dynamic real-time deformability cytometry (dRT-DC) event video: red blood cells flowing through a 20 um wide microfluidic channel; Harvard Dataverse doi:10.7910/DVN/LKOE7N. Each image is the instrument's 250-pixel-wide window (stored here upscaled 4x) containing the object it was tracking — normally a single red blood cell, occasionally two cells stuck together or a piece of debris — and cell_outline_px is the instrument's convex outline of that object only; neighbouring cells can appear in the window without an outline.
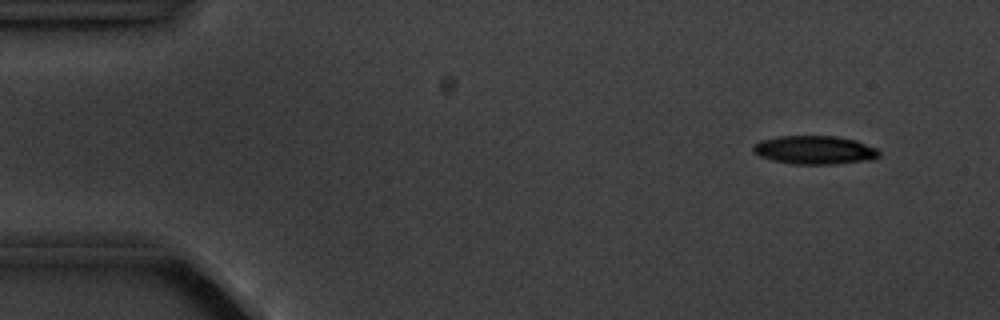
{"species": "common noctule bat (a hibernating species)", "species_latin": "Nyctalus noctula", "temperature_condition": "cold", "stored_images_in_passage": 4, "camera_frame_rate_fps": 3000, "um_per_image_px": 0.085, "animal": {"sex": "male", "body_mass_g": 20.1, "forearm_length_mm": 53.5}, "frame": {"image": 1, "passage_image": 1, "time_ms": 0.0, "image_size_px": [1000, 320], "cell_outline_px": [[880, 156], [872, 160], [836, 164], [792, 164], [772, 160], [760, 156], [752, 148], [760, 140], [780, 136], [836, 136], [856, 140], [876, 148], [880, 152]], "centroid_in_image_um": [69.29, 12.75], "position_along_channel_um": 15.7, "area_um2": 20.92}}